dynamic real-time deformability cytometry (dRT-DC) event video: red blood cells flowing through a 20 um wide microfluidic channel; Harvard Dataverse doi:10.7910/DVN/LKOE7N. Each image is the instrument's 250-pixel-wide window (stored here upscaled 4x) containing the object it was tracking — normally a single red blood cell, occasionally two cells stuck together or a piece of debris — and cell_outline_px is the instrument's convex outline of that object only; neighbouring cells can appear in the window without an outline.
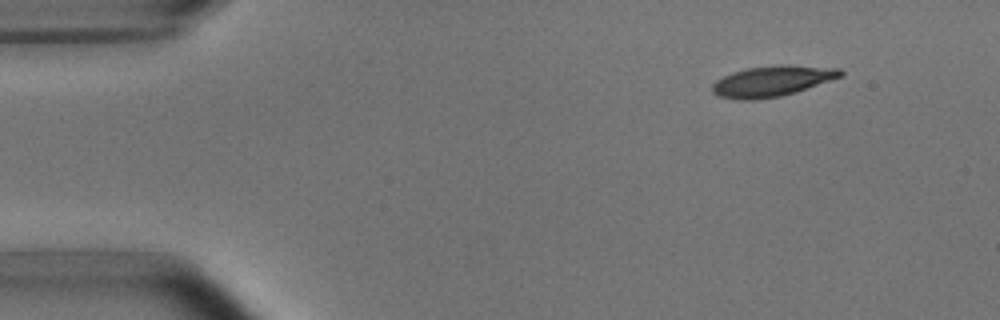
{"species": "common noctule bat (a hibernating species)", "species_latin": "Nyctalus noctula", "temperature_condition": "room temperature", "stored_images_in_passage": 7, "camera_frame_rate_fps": 3000, "um_per_image_px": 0.085, "animal": {"sex": "male", "body_mass_g": 15.6}, "frame": {"image": 1, "passage_image": 1, "time_ms": 0.0, "image_size_px": [1000, 320], "cell_outline_px": [[844, 76], [796, 92], [780, 96], [752, 100], [740, 100], [720, 96], [712, 92], [712, 84], [716, 80], [732, 72], [748, 68], [840, 68], [844, 72]], "centroid_in_image_um": [65.58, 6.96], "position_along_channel_um": 19.4, "area_um2": 21.62}}
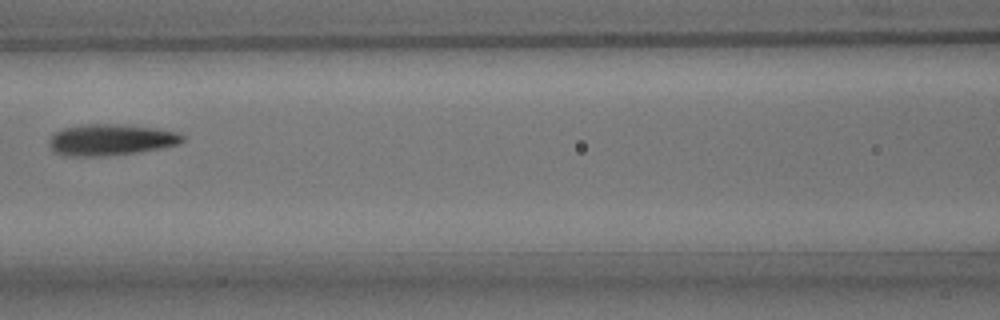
{"frame": {"image": 2, "passage_image": 6, "time_ms": 6.0, "image_size_px": [1000, 320], "cell_outline_px": [[184, 140], [180, 144], [160, 148], [136, 152], [104, 156], [64, 156], [56, 152], [48, 144], [52, 136], [56, 132], [64, 128], [88, 124], [112, 124], [156, 128], [176, 132], [184, 136]], "centroid_in_image_um": [9.43, 11.89], "position_along_channel_um": 157.2, "area_um2": 23.99}}
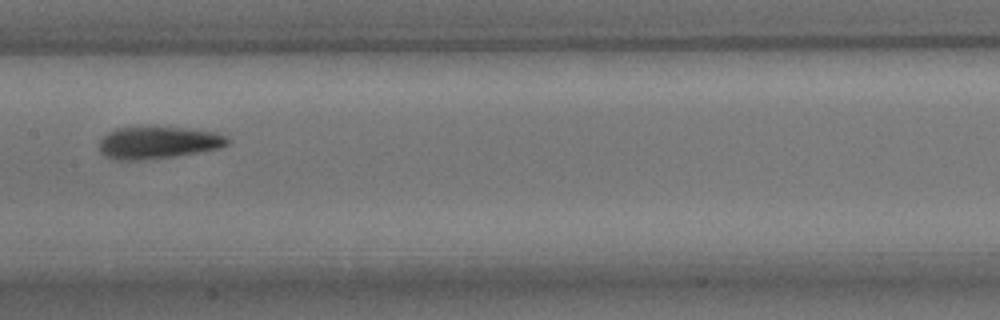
{"frame": {"image": 3, "passage_image": 7, "time_ms": 7.0, "image_size_px": [1000, 320], "cell_outline_px": [[232, 140], [228, 144], [220, 148], [200, 152], [176, 156], [140, 160], [116, 160], [104, 156], [100, 152], [100, 140], [108, 132], [116, 128], [152, 124], [216, 132], [228, 136]], "centroid_in_image_um": [13.45, 12.08], "position_along_channel_um": 193.9, "area_um2": 24.97}}